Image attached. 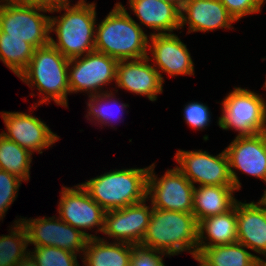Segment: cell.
Segmentation results:
<instances>
[{
    "label": "cell",
    "instance_id": "6da1fadb",
    "mask_svg": "<svg viewBox=\"0 0 266 266\" xmlns=\"http://www.w3.org/2000/svg\"><path fill=\"white\" fill-rule=\"evenodd\" d=\"M62 10L63 15L50 16V32L54 31L57 36V41L50 37V44L67 59L81 57L94 51L96 4L79 0L73 6H55L51 8L50 13H61Z\"/></svg>",
    "mask_w": 266,
    "mask_h": 266
},
{
    "label": "cell",
    "instance_id": "7a4b0ae2",
    "mask_svg": "<svg viewBox=\"0 0 266 266\" xmlns=\"http://www.w3.org/2000/svg\"><path fill=\"white\" fill-rule=\"evenodd\" d=\"M148 40V35L120 2L95 28V51L118 61L148 56Z\"/></svg>",
    "mask_w": 266,
    "mask_h": 266
},
{
    "label": "cell",
    "instance_id": "3957f363",
    "mask_svg": "<svg viewBox=\"0 0 266 266\" xmlns=\"http://www.w3.org/2000/svg\"><path fill=\"white\" fill-rule=\"evenodd\" d=\"M142 246L165 252L169 256L188 251L198 254V222L193 213L152 208Z\"/></svg>",
    "mask_w": 266,
    "mask_h": 266
},
{
    "label": "cell",
    "instance_id": "277c9868",
    "mask_svg": "<svg viewBox=\"0 0 266 266\" xmlns=\"http://www.w3.org/2000/svg\"><path fill=\"white\" fill-rule=\"evenodd\" d=\"M149 167L113 170L81 183L105 211L147 200Z\"/></svg>",
    "mask_w": 266,
    "mask_h": 266
},
{
    "label": "cell",
    "instance_id": "5b68a950",
    "mask_svg": "<svg viewBox=\"0 0 266 266\" xmlns=\"http://www.w3.org/2000/svg\"><path fill=\"white\" fill-rule=\"evenodd\" d=\"M68 64L69 59L49 44L34 50L31 61L18 77L30 88L36 87L39 96L44 94L38 106L53 100L56 105L68 107Z\"/></svg>",
    "mask_w": 266,
    "mask_h": 266
},
{
    "label": "cell",
    "instance_id": "8992f818",
    "mask_svg": "<svg viewBox=\"0 0 266 266\" xmlns=\"http://www.w3.org/2000/svg\"><path fill=\"white\" fill-rule=\"evenodd\" d=\"M41 12H51L42 5L24 4L16 0H0V31L7 37L24 39L35 49L50 44V16Z\"/></svg>",
    "mask_w": 266,
    "mask_h": 266
},
{
    "label": "cell",
    "instance_id": "52a82bcc",
    "mask_svg": "<svg viewBox=\"0 0 266 266\" xmlns=\"http://www.w3.org/2000/svg\"><path fill=\"white\" fill-rule=\"evenodd\" d=\"M218 125L235 129L237 136H254L266 132V100L258 93L234 87L222 101Z\"/></svg>",
    "mask_w": 266,
    "mask_h": 266
},
{
    "label": "cell",
    "instance_id": "ba28073f",
    "mask_svg": "<svg viewBox=\"0 0 266 266\" xmlns=\"http://www.w3.org/2000/svg\"><path fill=\"white\" fill-rule=\"evenodd\" d=\"M149 166L147 198L152 207L160 210L192 213L194 185L177 168L168 169L159 178ZM158 179V180H157Z\"/></svg>",
    "mask_w": 266,
    "mask_h": 266
},
{
    "label": "cell",
    "instance_id": "9c48e42d",
    "mask_svg": "<svg viewBox=\"0 0 266 266\" xmlns=\"http://www.w3.org/2000/svg\"><path fill=\"white\" fill-rule=\"evenodd\" d=\"M117 63V59L95 50L83 57L69 59L70 93L85 91L88 95L101 94L103 85L116 81Z\"/></svg>",
    "mask_w": 266,
    "mask_h": 266
},
{
    "label": "cell",
    "instance_id": "30bf717a",
    "mask_svg": "<svg viewBox=\"0 0 266 266\" xmlns=\"http://www.w3.org/2000/svg\"><path fill=\"white\" fill-rule=\"evenodd\" d=\"M20 222L27 232L28 245L35 247L55 246L78 254L83 253L89 239L79 229L56 218L55 215L48 218H21Z\"/></svg>",
    "mask_w": 266,
    "mask_h": 266
},
{
    "label": "cell",
    "instance_id": "8fae6325",
    "mask_svg": "<svg viewBox=\"0 0 266 266\" xmlns=\"http://www.w3.org/2000/svg\"><path fill=\"white\" fill-rule=\"evenodd\" d=\"M174 158L180 166L176 167L194 186H234L225 150L216 156L202 150H178Z\"/></svg>",
    "mask_w": 266,
    "mask_h": 266
},
{
    "label": "cell",
    "instance_id": "7c38bea8",
    "mask_svg": "<svg viewBox=\"0 0 266 266\" xmlns=\"http://www.w3.org/2000/svg\"><path fill=\"white\" fill-rule=\"evenodd\" d=\"M74 188H62L58 204L59 218L65 223L79 229L89 239L97 238L96 235L86 233V228L92 230L97 227V232L104 228L105 210L94 201L87 191L78 184ZM82 229L84 231H82Z\"/></svg>",
    "mask_w": 266,
    "mask_h": 266
},
{
    "label": "cell",
    "instance_id": "4fadbf2b",
    "mask_svg": "<svg viewBox=\"0 0 266 266\" xmlns=\"http://www.w3.org/2000/svg\"><path fill=\"white\" fill-rule=\"evenodd\" d=\"M225 152L236 191L241 189V183L234 168L266 183V132L254 136H236Z\"/></svg>",
    "mask_w": 266,
    "mask_h": 266
},
{
    "label": "cell",
    "instance_id": "5bb4252c",
    "mask_svg": "<svg viewBox=\"0 0 266 266\" xmlns=\"http://www.w3.org/2000/svg\"><path fill=\"white\" fill-rule=\"evenodd\" d=\"M1 114L6 131L1 132L5 138L14 141L22 148L43 153L42 150L51 147L59 140L57 134L39 118L23 112H4Z\"/></svg>",
    "mask_w": 266,
    "mask_h": 266
},
{
    "label": "cell",
    "instance_id": "9a60e30c",
    "mask_svg": "<svg viewBox=\"0 0 266 266\" xmlns=\"http://www.w3.org/2000/svg\"><path fill=\"white\" fill-rule=\"evenodd\" d=\"M146 201L148 200L121 209L105 211L102 233L109 238H115L117 242L141 244L153 208L152 204L150 207L147 206Z\"/></svg>",
    "mask_w": 266,
    "mask_h": 266
},
{
    "label": "cell",
    "instance_id": "2e32d148",
    "mask_svg": "<svg viewBox=\"0 0 266 266\" xmlns=\"http://www.w3.org/2000/svg\"><path fill=\"white\" fill-rule=\"evenodd\" d=\"M151 33L148 40V51L152 54L153 66L159 72L164 82L161 72L169 76L194 75V63L188 52L186 45L174 34ZM155 62V63H154ZM161 70V71H160Z\"/></svg>",
    "mask_w": 266,
    "mask_h": 266
},
{
    "label": "cell",
    "instance_id": "e0dca14e",
    "mask_svg": "<svg viewBox=\"0 0 266 266\" xmlns=\"http://www.w3.org/2000/svg\"><path fill=\"white\" fill-rule=\"evenodd\" d=\"M148 56L140 59L119 60L116 68V85L129 92L157 100L163 92V81Z\"/></svg>",
    "mask_w": 266,
    "mask_h": 266
},
{
    "label": "cell",
    "instance_id": "ac0fdd59",
    "mask_svg": "<svg viewBox=\"0 0 266 266\" xmlns=\"http://www.w3.org/2000/svg\"><path fill=\"white\" fill-rule=\"evenodd\" d=\"M236 22L220 0H186L180 11V28L189 25L191 32H209L227 28L233 29Z\"/></svg>",
    "mask_w": 266,
    "mask_h": 266
},
{
    "label": "cell",
    "instance_id": "d6986e66",
    "mask_svg": "<svg viewBox=\"0 0 266 266\" xmlns=\"http://www.w3.org/2000/svg\"><path fill=\"white\" fill-rule=\"evenodd\" d=\"M237 242L266 258V203L236 202Z\"/></svg>",
    "mask_w": 266,
    "mask_h": 266
},
{
    "label": "cell",
    "instance_id": "ffe728a7",
    "mask_svg": "<svg viewBox=\"0 0 266 266\" xmlns=\"http://www.w3.org/2000/svg\"><path fill=\"white\" fill-rule=\"evenodd\" d=\"M133 13L139 18L140 25L158 31L157 34H171L180 29V9L161 0H129Z\"/></svg>",
    "mask_w": 266,
    "mask_h": 266
},
{
    "label": "cell",
    "instance_id": "44dd1931",
    "mask_svg": "<svg viewBox=\"0 0 266 266\" xmlns=\"http://www.w3.org/2000/svg\"><path fill=\"white\" fill-rule=\"evenodd\" d=\"M235 190L234 186H195L192 213L197 222L231 210L237 202L233 196Z\"/></svg>",
    "mask_w": 266,
    "mask_h": 266
},
{
    "label": "cell",
    "instance_id": "7402d4cb",
    "mask_svg": "<svg viewBox=\"0 0 266 266\" xmlns=\"http://www.w3.org/2000/svg\"><path fill=\"white\" fill-rule=\"evenodd\" d=\"M235 242H237L236 203L228 212L198 222V247H213Z\"/></svg>",
    "mask_w": 266,
    "mask_h": 266
},
{
    "label": "cell",
    "instance_id": "603a6c76",
    "mask_svg": "<svg viewBox=\"0 0 266 266\" xmlns=\"http://www.w3.org/2000/svg\"><path fill=\"white\" fill-rule=\"evenodd\" d=\"M131 254V244L109 243L98 236L88 239L82 262L85 266H129Z\"/></svg>",
    "mask_w": 266,
    "mask_h": 266
},
{
    "label": "cell",
    "instance_id": "cb8c5ba5",
    "mask_svg": "<svg viewBox=\"0 0 266 266\" xmlns=\"http://www.w3.org/2000/svg\"><path fill=\"white\" fill-rule=\"evenodd\" d=\"M245 245L235 242L213 247H198V256L209 266H254L260 258Z\"/></svg>",
    "mask_w": 266,
    "mask_h": 266
},
{
    "label": "cell",
    "instance_id": "d4e9b609",
    "mask_svg": "<svg viewBox=\"0 0 266 266\" xmlns=\"http://www.w3.org/2000/svg\"><path fill=\"white\" fill-rule=\"evenodd\" d=\"M32 153L0 134V169L22 181L30 179Z\"/></svg>",
    "mask_w": 266,
    "mask_h": 266
},
{
    "label": "cell",
    "instance_id": "484cf974",
    "mask_svg": "<svg viewBox=\"0 0 266 266\" xmlns=\"http://www.w3.org/2000/svg\"><path fill=\"white\" fill-rule=\"evenodd\" d=\"M35 48L24 39L7 37L0 31V60L17 77L26 69Z\"/></svg>",
    "mask_w": 266,
    "mask_h": 266
},
{
    "label": "cell",
    "instance_id": "4316f807",
    "mask_svg": "<svg viewBox=\"0 0 266 266\" xmlns=\"http://www.w3.org/2000/svg\"><path fill=\"white\" fill-rule=\"evenodd\" d=\"M20 221H14L8 235L0 236V266H15L29 254L27 232Z\"/></svg>",
    "mask_w": 266,
    "mask_h": 266
},
{
    "label": "cell",
    "instance_id": "83f0119b",
    "mask_svg": "<svg viewBox=\"0 0 266 266\" xmlns=\"http://www.w3.org/2000/svg\"><path fill=\"white\" fill-rule=\"evenodd\" d=\"M113 94L114 93L112 91L107 90L103 91L101 94L88 95L90 99L89 102H87V106L89 108L86 115L87 119L91 121L93 118L94 120L92 119V121H97L95 124L101 123V126L107 124L111 125L110 123H113L118 118L120 119L119 115L121 116L123 109L125 110L127 106L129 107V105L121 102L118 103ZM120 111H122L121 114ZM89 116L91 119H89Z\"/></svg>",
    "mask_w": 266,
    "mask_h": 266
},
{
    "label": "cell",
    "instance_id": "f1b7e54d",
    "mask_svg": "<svg viewBox=\"0 0 266 266\" xmlns=\"http://www.w3.org/2000/svg\"><path fill=\"white\" fill-rule=\"evenodd\" d=\"M29 253L38 266H80L77 254L55 246L34 247Z\"/></svg>",
    "mask_w": 266,
    "mask_h": 266
},
{
    "label": "cell",
    "instance_id": "f546056e",
    "mask_svg": "<svg viewBox=\"0 0 266 266\" xmlns=\"http://www.w3.org/2000/svg\"><path fill=\"white\" fill-rule=\"evenodd\" d=\"M21 182L18 177L0 169V220L15 201Z\"/></svg>",
    "mask_w": 266,
    "mask_h": 266
},
{
    "label": "cell",
    "instance_id": "4dcf8cb0",
    "mask_svg": "<svg viewBox=\"0 0 266 266\" xmlns=\"http://www.w3.org/2000/svg\"><path fill=\"white\" fill-rule=\"evenodd\" d=\"M165 255L168 256L165 252L144 247L140 244L132 245L129 266H165L162 257Z\"/></svg>",
    "mask_w": 266,
    "mask_h": 266
},
{
    "label": "cell",
    "instance_id": "1f68e13d",
    "mask_svg": "<svg viewBox=\"0 0 266 266\" xmlns=\"http://www.w3.org/2000/svg\"><path fill=\"white\" fill-rule=\"evenodd\" d=\"M185 122L196 130L205 129L211 121L209 107L200 102H190L184 108Z\"/></svg>",
    "mask_w": 266,
    "mask_h": 266
},
{
    "label": "cell",
    "instance_id": "d6a6232c",
    "mask_svg": "<svg viewBox=\"0 0 266 266\" xmlns=\"http://www.w3.org/2000/svg\"><path fill=\"white\" fill-rule=\"evenodd\" d=\"M228 13L239 21L242 17L261 12L265 0H220Z\"/></svg>",
    "mask_w": 266,
    "mask_h": 266
},
{
    "label": "cell",
    "instance_id": "836d02e7",
    "mask_svg": "<svg viewBox=\"0 0 266 266\" xmlns=\"http://www.w3.org/2000/svg\"><path fill=\"white\" fill-rule=\"evenodd\" d=\"M16 1L24 4L42 5L50 9L54 7V0H16Z\"/></svg>",
    "mask_w": 266,
    "mask_h": 266
},
{
    "label": "cell",
    "instance_id": "e575fe53",
    "mask_svg": "<svg viewBox=\"0 0 266 266\" xmlns=\"http://www.w3.org/2000/svg\"><path fill=\"white\" fill-rule=\"evenodd\" d=\"M15 266H38L36 260L29 253L24 259L20 260Z\"/></svg>",
    "mask_w": 266,
    "mask_h": 266
},
{
    "label": "cell",
    "instance_id": "d590c367",
    "mask_svg": "<svg viewBox=\"0 0 266 266\" xmlns=\"http://www.w3.org/2000/svg\"><path fill=\"white\" fill-rule=\"evenodd\" d=\"M161 1H165V2H168L170 4H174L181 10V8L183 7L184 2L186 0H161Z\"/></svg>",
    "mask_w": 266,
    "mask_h": 266
},
{
    "label": "cell",
    "instance_id": "8d00e7d4",
    "mask_svg": "<svg viewBox=\"0 0 266 266\" xmlns=\"http://www.w3.org/2000/svg\"><path fill=\"white\" fill-rule=\"evenodd\" d=\"M70 0H54V7L58 5H68Z\"/></svg>",
    "mask_w": 266,
    "mask_h": 266
},
{
    "label": "cell",
    "instance_id": "74e56055",
    "mask_svg": "<svg viewBox=\"0 0 266 266\" xmlns=\"http://www.w3.org/2000/svg\"><path fill=\"white\" fill-rule=\"evenodd\" d=\"M192 257L199 262V266H209L197 254L193 255Z\"/></svg>",
    "mask_w": 266,
    "mask_h": 266
},
{
    "label": "cell",
    "instance_id": "f35d334b",
    "mask_svg": "<svg viewBox=\"0 0 266 266\" xmlns=\"http://www.w3.org/2000/svg\"><path fill=\"white\" fill-rule=\"evenodd\" d=\"M254 266H266V261L264 259L259 258Z\"/></svg>",
    "mask_w": 266,
    "mask_h": 266
},
{
    "label": "cell",
    "instance_id": "ab89813d",
    "mask_svg": "<svg viewBox=\"0 0 266 266\" xmlns=\"http://www.w3.org/2000/svg\"><path fill=\"white\" fill-rule=\"evenodd\" d=\"M261 199L266 203V189H265L264 195H262V198Z\"/></svg>",
    "mask_w": 266,
    "mask_h": 266
}]
</instances>
